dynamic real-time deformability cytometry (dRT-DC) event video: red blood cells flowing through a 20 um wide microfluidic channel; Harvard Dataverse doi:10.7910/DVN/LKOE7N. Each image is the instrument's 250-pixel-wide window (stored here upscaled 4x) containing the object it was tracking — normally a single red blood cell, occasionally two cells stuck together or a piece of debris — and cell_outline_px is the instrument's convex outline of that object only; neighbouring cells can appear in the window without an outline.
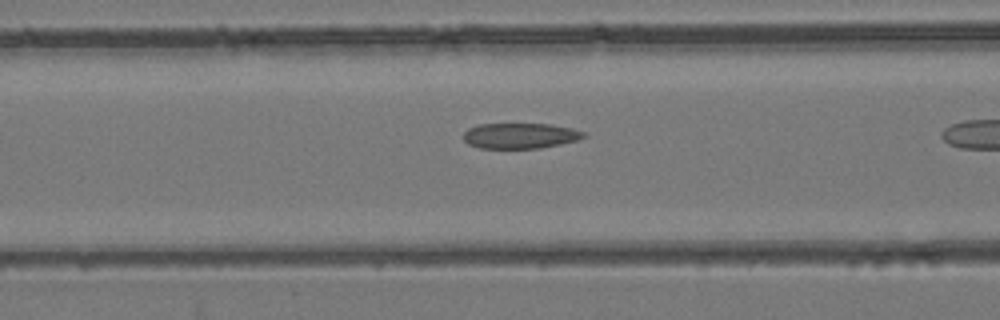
{"species": "common noctule bat (a hibernating species)", "species_latin": "Nyctalus noctula", "temperature_condition": "room temperature", "stored_images_in_passage": 17, "camera_frame_rate_fps": 3000, "um_per_image_px": 0.085, "animal": {"sex": "female", "body_mass_g": 24.6, "forearm_length_mm": 56.2}, "frame": {"image": 1, "passage_image": 10, "time_ms": 3.0, "image_size_px": [1000, 320], "cell_outline_px": [[588, 136], [580, 140], [540, 148], [480, 148], [468, 144], [464, 140], [464, 132], [468, 128], [480, 124], [548, 124], [572, 128], [584, 132]], "centroid_in_image_um": [44.24, 11.54], "position_along_channel_um": 122.4, "area_um2": 17.92}}